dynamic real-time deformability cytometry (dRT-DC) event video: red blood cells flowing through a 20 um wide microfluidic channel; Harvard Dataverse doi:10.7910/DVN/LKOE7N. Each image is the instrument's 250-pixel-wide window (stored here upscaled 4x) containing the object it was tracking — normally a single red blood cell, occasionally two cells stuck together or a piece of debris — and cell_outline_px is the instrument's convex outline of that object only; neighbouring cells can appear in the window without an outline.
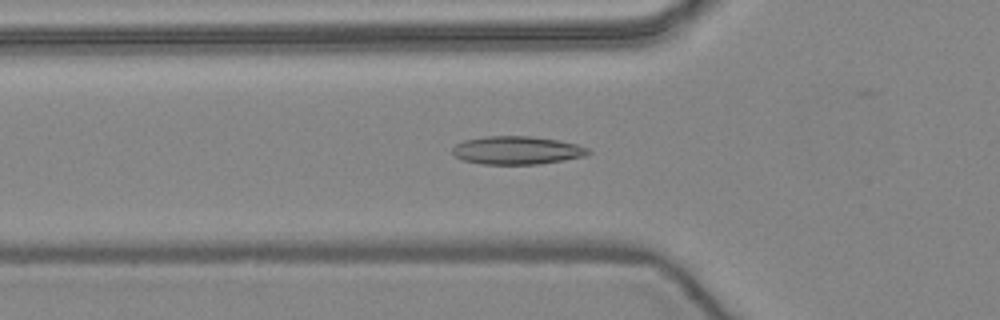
{"species": "common noctule bat (a hibernating species)", "species_latin": "Nyctalus noctula", "temperature_condition": "warm", "stored_images_in_passage": 53, "camera_frame_rate_fps": 3000, "um_per_image_px": 0.085, "animal": {"sex": "female", "body_mass_g": 24.6, "forearm_length_mm": 56.2}, "frame": {"image": 1, "passage_image": 18, "time_ms": 5.667, "image_size_px": [1000, 320], "cell_outline_px": [[592, 152], [584, 156], [564, 160], [540, 164], [480, 164], [464, 160], [456, 156], [452, 152], [452, 148], [456, 144], [464, 140], [488, 136], [528, 136], [556, 140], [576, 144], [588, 148]], "centroid_in_image_um": [43.94, 12.78], "position_along_channel_um": 81.9, "area_um2": 22.14}}
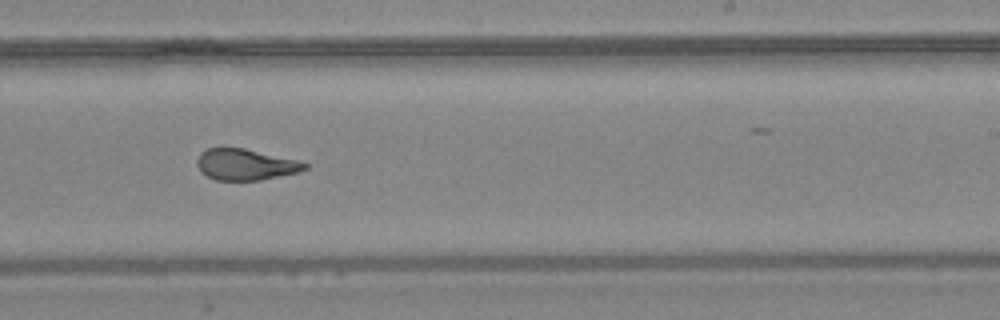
{"frame": {"image": 2, "passage_image": 32, "time_ms": 10.333, "image_size_px": [1000, 320], "cell_outline_px": [[308, 168], [300, 172], [260, 180], [216, 180], [200, 172], [196, 164], [196, 160], [200, 152], [208, 148], [244, 148], [300, 160], [308, 164]], "centroid_in_image_um": [20.88, 13.98], "position_along_channel_um": 268.1, "area_um2": 19.77}}
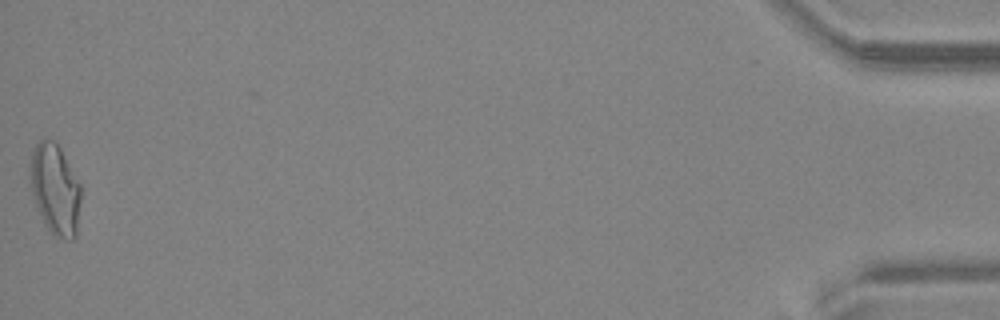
{"frame": {"image": 3, "passage_image": 52, "time_ms": 17.0, "image_size_px": [1000, 320], "cell_outline_px": [[80, 200], [76, 236], [72, 240], [64, 240], [56, 236], [44, 224], [36, 208], [32, 192], [28, 168], [28, 164], [32, 148], [40, 140], [56, 140], [80, 184]], "centroid_in_image_um": [4.65, 16.07], "position_along_channel_um": 430.5, "area_um2": 27.11}, "authors_computed_cell_mechanics": {"area_um2": 21.097, "velocity_mm_per_s": 3.9762, "shape_relaxation_time_tau1_ms": null, "shape_relaxation_time_tau2_ms": 1.3666, "deformation_change_tau1": null, "deformation_change_tau2": 0.0798}}